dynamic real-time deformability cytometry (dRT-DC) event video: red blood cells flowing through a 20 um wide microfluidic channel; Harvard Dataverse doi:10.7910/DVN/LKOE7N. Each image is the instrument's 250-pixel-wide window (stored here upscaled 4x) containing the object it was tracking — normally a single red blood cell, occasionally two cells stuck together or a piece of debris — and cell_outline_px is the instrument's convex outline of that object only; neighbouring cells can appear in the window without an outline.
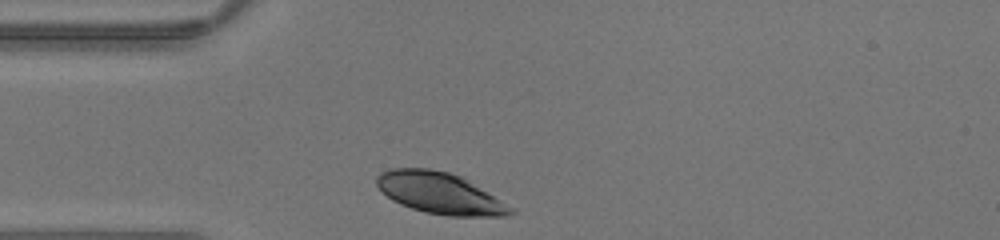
{"species": "human", "species_latin": "Homo sapiens", "temperature_condition": "warm", "stored_images_in_passage": 23, "camera_frame_rate_fps": 3000, "um_per_image_px": 0.085, "donor": {"sex": "male"}, "frame": {"image": 1, "passage_image": 1, "time_ms": 0.0, "image_size_px": [1000, 240], "cell_outline_px": [[516, 212], [508, 216], [448, 216], [424, 212], [400, 204], [392, 200], [376, 184], [376, 176], [380, 172], [392, 168], [428, 168], [448, 172], [460, 176], [468, 180], [500, 200], [512, 208]], "centroid_in_image_um": [37.36, 16.42], "position_along_channel_um": 47.6, "area_um2": 31.96}}
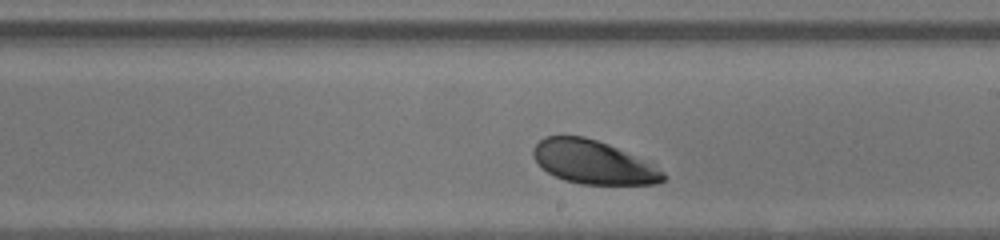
{"frame": {"image": 2, "passage_image": 14, "time_ms": 4.333, "image_size_px": [1000, 240], "cell_outline_px": [[668, 176], [664, 180], [656, 184], [580, 184], [564, 180], [548, 172], [532, 156], [532, 148], [544, 136], [584, 136], [608, 144], [664, 172]], "centroid_in_image_um": [50.36, 13.79], "position_along_channel_um": 238.6, "area_um2": 32.19}}
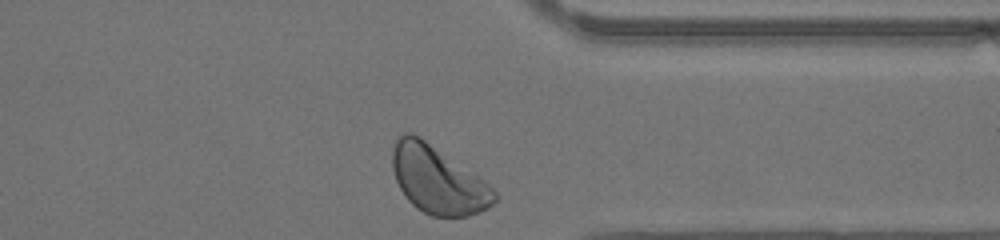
{"frame": {"image": 3, "passage_image": 23, "time_ms": 7.333, "image_size_px": [1000, 240], "cell_outline_px": [[496, 200], [488, 208], [468, 216], [432, 216], [416, 208], [404, 196], [396, 180], [392, 168], [392, 152], [396, 140], [404, 132], [412, 132], [484, 180], [496, 192]], "centroid_in_image_um": [37.19, 15.31], "position_along_channel_um": 374.2, "area_um2": 39.54}}